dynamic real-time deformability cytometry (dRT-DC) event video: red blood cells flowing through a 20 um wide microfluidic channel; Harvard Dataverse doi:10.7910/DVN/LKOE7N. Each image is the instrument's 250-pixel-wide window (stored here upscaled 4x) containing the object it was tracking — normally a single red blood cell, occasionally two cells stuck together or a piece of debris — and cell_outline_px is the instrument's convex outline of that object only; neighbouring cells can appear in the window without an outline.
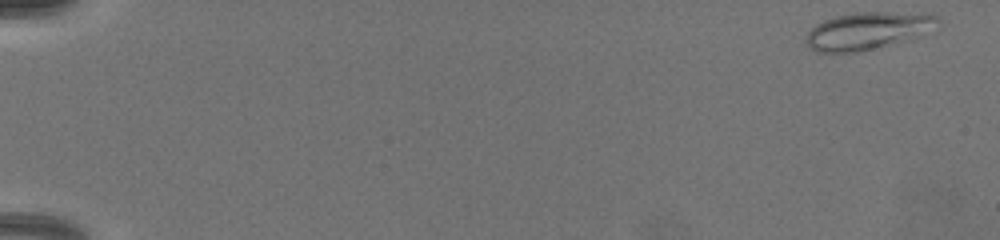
{"species": "common noctule bat (a hibernating species)", "species_latin": "Nyctalus noctula", "temperature_condition": "warm", "stored_images_in_passage": 62, "camera_frame_rate_fps": 3000, "um_per_image_px": 0.085, "animal": {"sex": "female", "body_mass_g": 19.5, "forearm_length_mm": 54.1}, "frame": {"image": 1, "passage_image": 2, "time_ms": 0.333, "image_size_px": [1000, 240], "cell_outline_px": [[940, 20], [896, 40], [884, 44], [852, 52], [816, 52], [804, 40], [808, 32], [816, 24], [824, 20], [836, 16], [864, 12], [880, 12], [936, 16]], "centroid_in_image_um": [73.42, 2.6], "position_along_channel_um": 11.6, "area_um2": 25.89}}
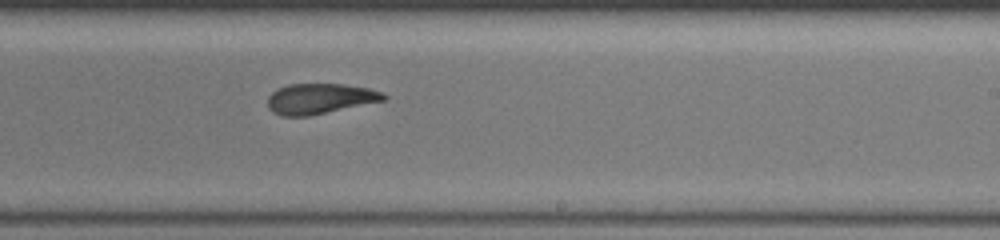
{"frame": {"image": 2, "passage_image": 41, "time_ms": 11.0, "image_size_px": [1000, 240], "cell_outline_px": [[388, 96], [384, 100], [308, 116], [280, 116], [272, 112], [268, 108], [268, 96], [272, 92], [288, 84], [344, 84], [368, 88], [380, 92]], "centroid_in_image_um": [27.14, 8.39], "position_along_channel_um": 261.9, "area_um2": 20.35}}
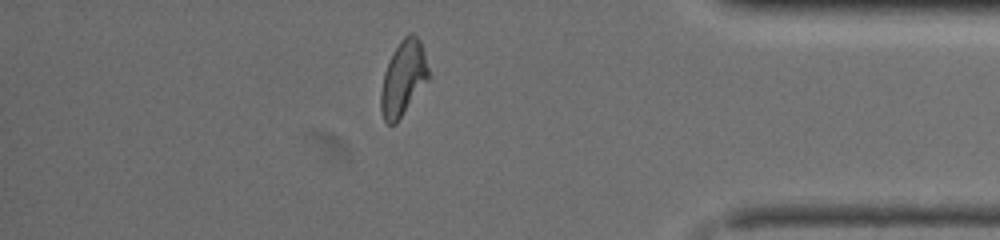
{"frame": {"image": 3, "passage_image": 56, "time_ms": 15.0, "image_size_px": [1000, 240], "cell_outline_px": [[432, 76], [396, 124], [388, 124], [384, 120], [380, 108], [380, 92], [384, 72], [400, 40], [408, 32], [412, 32], [420, 40]], "centroid_in_image_um": [34.31, 6.66], "position_along_channel_um": 400.9, "area_um2": 21.04}, "authors_computed_cell_mechanics": {"area_um2": 21.5883, "velocity_mm_per_s": 4.0907, "shape_relaxation_time_tau1_ms": null, "shape_relaxation_time_tau2_ms": 2.257, "deformation_change_tau1": null, "deformation_change_tau2": 0.1057}}